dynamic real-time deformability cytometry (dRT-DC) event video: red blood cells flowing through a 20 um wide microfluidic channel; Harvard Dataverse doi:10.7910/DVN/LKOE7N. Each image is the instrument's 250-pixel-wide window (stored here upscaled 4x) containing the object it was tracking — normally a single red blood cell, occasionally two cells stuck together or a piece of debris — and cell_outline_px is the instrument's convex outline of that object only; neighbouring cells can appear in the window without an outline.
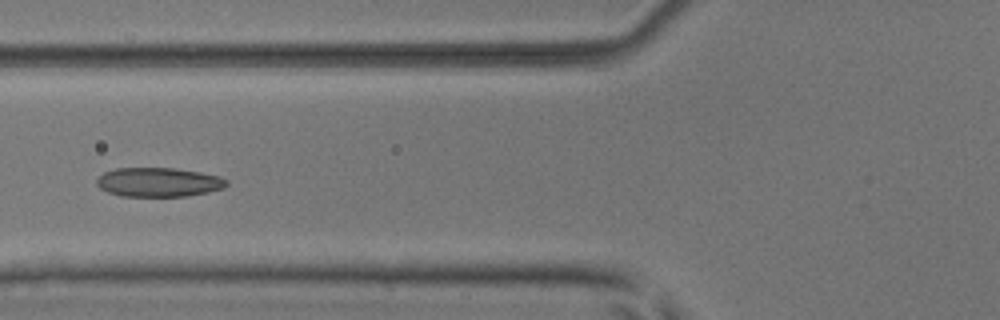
{"species": "common noctule bat (a hibernating species)", "species_latin": "Nyctalus noctula", "temperature_condition": "room temperature", "stored_images_in_passage": 5, "camera_frame_rate_fps": 3000, "um_per_image_px": 0.085, "animal": {"sex": "male", "body_mass_g": 17.9, "forearm_length_mm": 54.2}, "frame": {"image": 1, "passage_image": 5, "time_ms": 1.333, "image_size_px": [1000, 320], "cell_outline_px": [[228, 184], [224, 188], [208, 192], [184, 196], [120, 196], [108, 192], [100, 188], [96, 184], [96, 180], [104, 172], [116, 168], [176, 168], [200, 172], [220, 176], [228, 180]], "centroid_in_image_um": [13.49, 15.48], "position_along_channel_um": 112.3, "area_um2": 22.14}}